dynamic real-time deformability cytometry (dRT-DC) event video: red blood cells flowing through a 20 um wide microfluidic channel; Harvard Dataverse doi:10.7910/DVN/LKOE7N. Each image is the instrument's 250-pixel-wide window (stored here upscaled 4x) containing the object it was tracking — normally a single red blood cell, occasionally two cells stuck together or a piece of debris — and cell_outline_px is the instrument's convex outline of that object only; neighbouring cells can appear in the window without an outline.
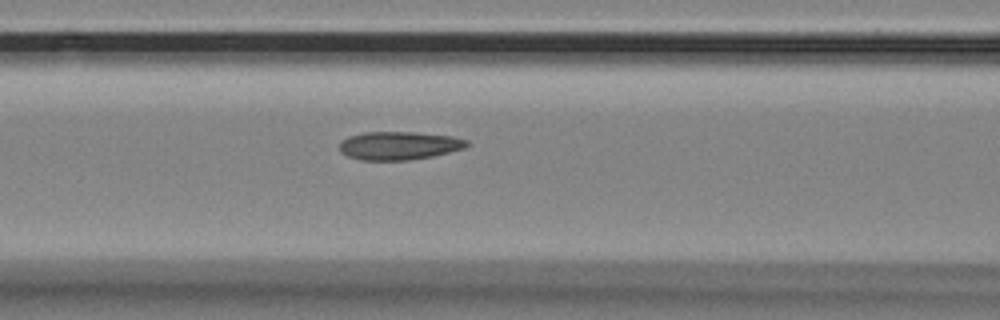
{"species": "Egyptian fruit bat (a non-hibernating species)", "species_latin": "Rousettus aegyptiacus", "temperature_condition": "room temperature", "stored_images_in_passage": 7, "camera_frame_rate_fps": 3000, "um_per_image_px": 0.085, "animal": {"sex": "female"}, "frame": {"image": 1, "passage_image": 7, "time_ms": 2.0, "image_size_px": [1000, 320], "cell_outline_px": [[472, 144], [464, 148], [432, 156], [408, 160], [360, 160], [348, 156], [340, 152], [340, 140], [348, 136], [364, 132], [416, 132], [452, 136], [468, 140]], "centroid_in_image_um": [33.91, 12.37], "position_along_channel_um": 132.7, "area_um2": 21.1}}